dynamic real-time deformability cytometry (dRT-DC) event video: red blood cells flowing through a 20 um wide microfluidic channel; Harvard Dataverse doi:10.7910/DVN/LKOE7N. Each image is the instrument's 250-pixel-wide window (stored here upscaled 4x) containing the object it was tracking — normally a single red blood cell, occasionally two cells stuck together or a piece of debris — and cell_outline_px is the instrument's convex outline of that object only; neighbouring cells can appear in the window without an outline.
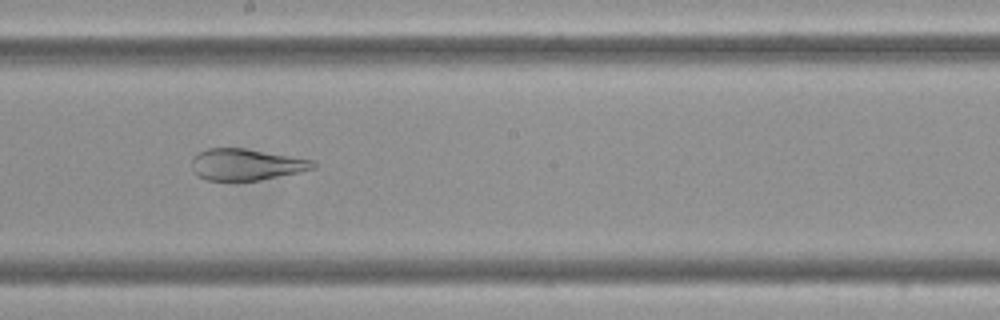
{"species": "Egyptian fruit bat (a non-hibernating species)", "species_latin": "Rousettus aegyptiacus", "temperature_condition": "cold", "stored_images_in_passage": 46, "camera_frame_rate_fps": 3000, "um_per_image_px": 0.085, "frame": {"image": 1, "passage_image": 21, "time_ms": 6.667, "image_size_px": [1000, 320], "cell_outline_px": [[316, 168], [300, 172], [260, 180], [204, 180], [196, 176], [192, 168], [192, 160], [196, 152], [208, 148], [244, 148], [316, 160]], "centroid_in_image_um": [20.93, 13.98], "position_along_channel_um": 227.3, "area_um2": 22.48}}
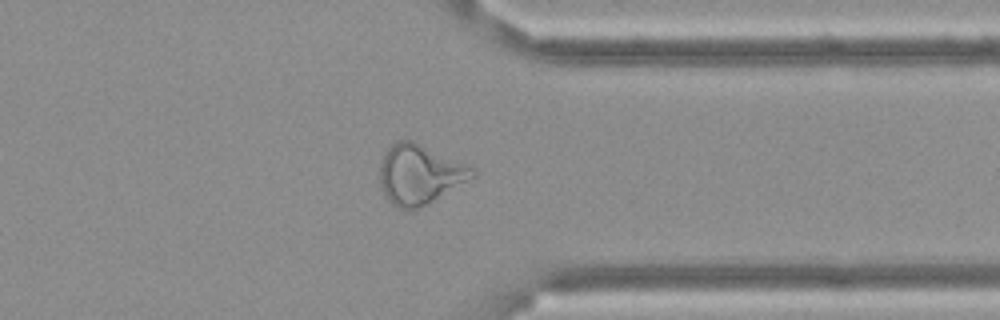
{"frame": {"image": 2, "passage_image": 34, "time_ms": 11.0, "image_size_px": [1000, 320], "cell_outline_px": [[476, 176], [420, 208], [400, 208], [392, 204], [388, 200], [380, 184], [380, 164], [384, 152], [396, 140], [412, 140], [468, 164], [476, 168]], "centroid_in_image_um": [35.68, 14.8], "position_along_channel_um": 375.7, "area_um2": 32.08}}
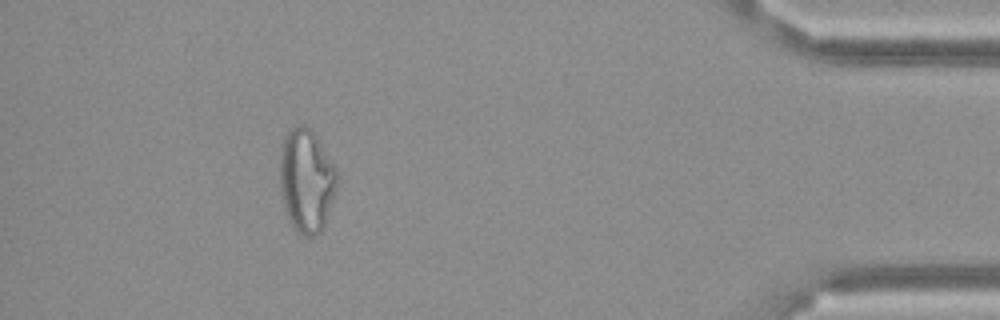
{"frame": {"image": 3, "passage_image": 41, "time_ms": 13.333, "image_size_px": [1000, 320], "cell_outline_px": [[336, 188], [324, 224], [320, 232], [312, 236], [304, 236], [296, 232], [292, 228], [284, 208], [280, 188], [280, 144], [284, 136], [292, 128], [300, 124], [304, 124], [312, 128], [336, 168]], "centroid_in_image_um": [26.01, 15.32], "position_along_channel_um": 409.2, "area_um2": 34.62}}